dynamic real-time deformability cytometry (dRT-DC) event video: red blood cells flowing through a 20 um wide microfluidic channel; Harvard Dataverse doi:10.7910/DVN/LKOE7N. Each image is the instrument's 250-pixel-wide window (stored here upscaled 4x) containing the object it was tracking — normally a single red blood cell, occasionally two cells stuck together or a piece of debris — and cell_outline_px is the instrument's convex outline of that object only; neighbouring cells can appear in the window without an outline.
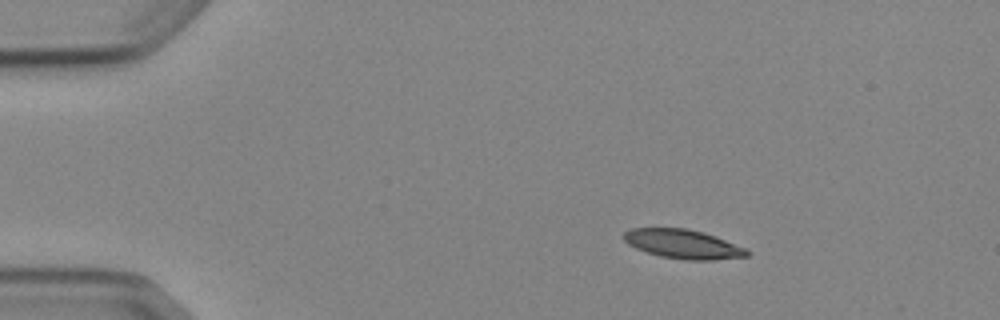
{"species": "Egyptian fruit bat (a non-hibernating species)", "species_latin": "Rousettus aegyptiacus", "temperature_condition": "cold", "stored_images_in_passage": 4, "camera_frame_rate_fps": 3000, "um_per_image_px": 0.085, "animal": {"sex": "female"}, "frame": {"image": 1, "passage_image": 2, "time_ms": 1.0, "image_size_px": [1000, 320], "cell_outline_px": [[752, 252], [748, 256], [712, 260], [688, 260], [660, 256], [636, 248], [628, 244], [624, 240], [624, 232], [632, 228], [688, 228], [704, 232], [716, 236], [744, 248]], "centroid_in_image_um": [58.07, 20.74], "position_along_channel_um": 26.9, "area_um2": 20.81}}